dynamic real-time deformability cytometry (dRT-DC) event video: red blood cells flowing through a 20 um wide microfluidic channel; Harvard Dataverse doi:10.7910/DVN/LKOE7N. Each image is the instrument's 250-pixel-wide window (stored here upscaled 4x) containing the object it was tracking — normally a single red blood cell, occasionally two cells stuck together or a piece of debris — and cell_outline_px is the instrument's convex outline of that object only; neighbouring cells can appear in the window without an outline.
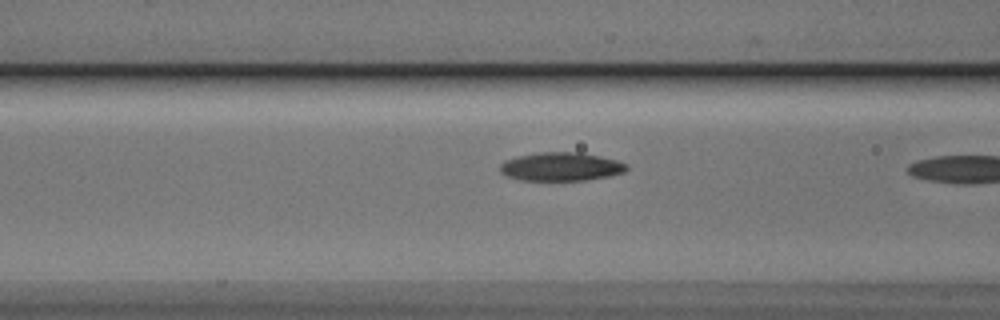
{"species": "Egyptian fruit bat (a non-hibernating species)", "species_latin": "Rousettus aegyptiacus", "temperature_condition": "cold", "stored_images_in_passage": 7, "camera_frame_rate_fps": 3000, "um_per_image_px": 0.085, "animal": {"sex": "male"}, "frame": {"image": 1, "passage_image": 6, "time_ms": 1.667, "image_size_px": [1000, 320], "cell_outline_px": [[628, 168], [624, 172], [608, 176], [584, 180], [520, 180], [508, 176], [500, 172], [500, 164], [504, 160], [516, 156], [540, 152], [580, 152], [600, 156], [616, 160], [628, 164]], "centroid_in_image_um": [47.67, 14.15], "position_along_channel_um": 118.9, "area_um2": 21.04}}